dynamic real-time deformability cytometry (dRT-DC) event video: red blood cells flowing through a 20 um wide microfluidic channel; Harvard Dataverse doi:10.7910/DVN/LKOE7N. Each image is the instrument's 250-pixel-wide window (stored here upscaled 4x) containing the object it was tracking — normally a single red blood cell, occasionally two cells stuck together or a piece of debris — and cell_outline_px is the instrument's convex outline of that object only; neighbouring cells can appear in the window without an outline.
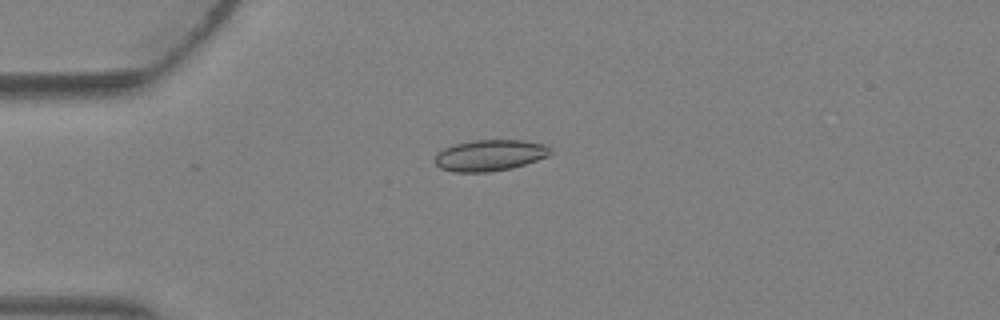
{"species": "Egyptian fruit bat (a non-hibernating species)", "species_latin": "Rousettus aegyptiacus", "temperature_condition": "warm", "stored_images_in_passage": 4, "camera_frame_rate_fps": 3000, "um_per_image_px": 0.085, "animal": {"sex": "female"}, "frame": {"image": 1, "passage_image": 3, "time_ms": 0.667, "image_size_px": [1000, 320], "cell_outline_px": [[552, 152], [548, 156], [512, 168], [488, 172], [452, 172], [440, 168], [432, 160], [444, 148], [456, 144], [476, 140], [520, 140], [548, 144]], "centroid_in_image_um": [41.65, 13.2], "position_along_channel_um": 43.4, "area_um2": 20.98}}